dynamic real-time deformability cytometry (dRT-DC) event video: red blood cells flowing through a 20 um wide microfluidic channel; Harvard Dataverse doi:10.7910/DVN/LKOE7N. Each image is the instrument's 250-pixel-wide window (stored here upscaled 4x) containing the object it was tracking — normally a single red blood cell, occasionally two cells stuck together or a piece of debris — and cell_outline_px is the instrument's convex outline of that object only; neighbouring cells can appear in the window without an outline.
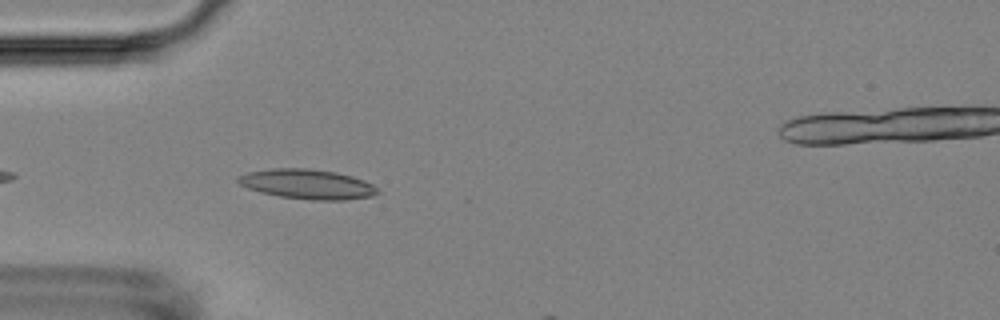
{"species": "Egyptian fruit bat (a non-hibernating species)", "species_latin": "Rousettus aegyptiacus", "temperature_condition": "room temperature", "stored_images_in_passage": 38, "camera_frame_rate_fps": 3000, "um_per_image_px": 0.085, "animal": {"sex": "female"}, "frame": {"image": 1, "passage_image": 4, "time_ms": 1.0, "image_size_px": [1000, 320], "cell_outline_px": [[380, 192], [372, 196], [344, 200], [312, 200], [280, 196], [260, 192], [248, 188], [240, 184], [236, 180], [236, 176], [248, 172], [272, 168], [308, 168], [336, 172], [352, 176], [364, 180], [372, 184]], "centroid_in_image_um": [26.11, 15.65], "position_along_channel_um": 58.9, "area_um2": 24.22}}
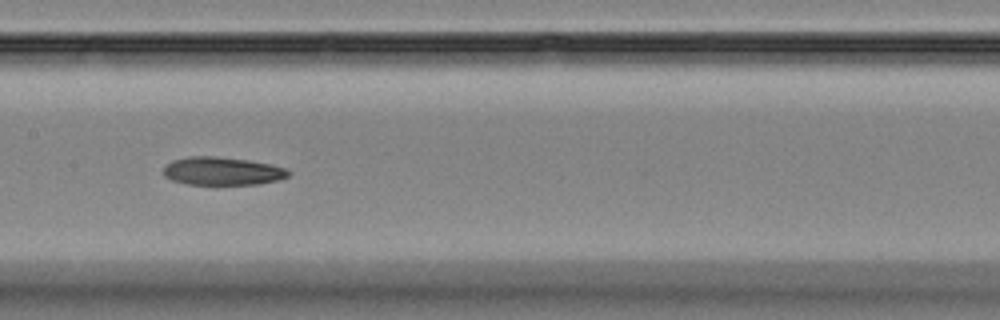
{"frame": {"image": 2, "passage_image": 15, "time_ms": 4.667, "image_size_px": [1000, 320], "cell_outline_px": [[292, 172], [288, 176], [276, 180], [260, 184], [188, 184], [172, 180], [164, 176], [164, 168], [172, 160], [192, 156], [212, 156], [248, 160], [268, 164], [284, 168]], "centroid_in_image_um": [18.89, 14.54], "position_along_channel_um": 188.5, "area_um2": 20.17}}
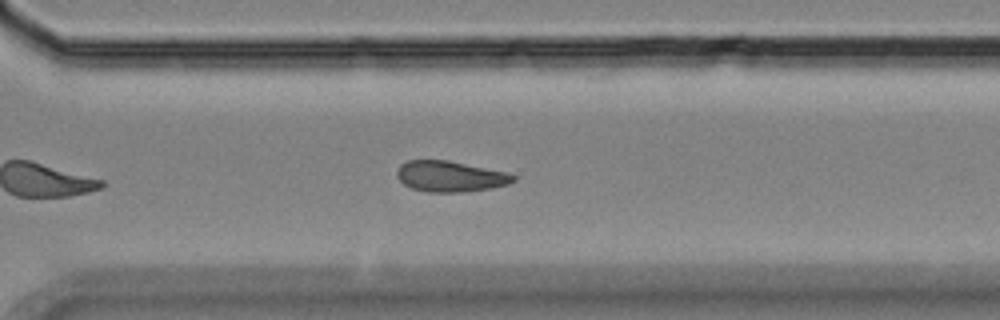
{"frame": {"image": 3, "passage_image": 27, "time_ms": 8.667, "image_size_px": [1000, 320], "cell_outline_px": [[516, 180], [508, 184], [492, 188], [464, 192], [428, 192], [412, 188], [404, 184], [396, 176], [396, 172], [400, 164], [408, 160], [448, 160], [508, 172], [516, 176]], "centroid_in_image_um": [38.28, 14.99], "position_along_channel_um": 332.3, "area_um2": 21.04}, "authors_computed_cell_mechanics": {"area_um2": 21.2126, "velocity_mm_per_s": 3.6041, "shape_relaxation_time_tau1_ms": 8.4001, "shape_relaxation_time_tau2_ms": 3.138, "deformation_change_tau1": 0.1346, "deformation_change_tau2": 0.0947}}